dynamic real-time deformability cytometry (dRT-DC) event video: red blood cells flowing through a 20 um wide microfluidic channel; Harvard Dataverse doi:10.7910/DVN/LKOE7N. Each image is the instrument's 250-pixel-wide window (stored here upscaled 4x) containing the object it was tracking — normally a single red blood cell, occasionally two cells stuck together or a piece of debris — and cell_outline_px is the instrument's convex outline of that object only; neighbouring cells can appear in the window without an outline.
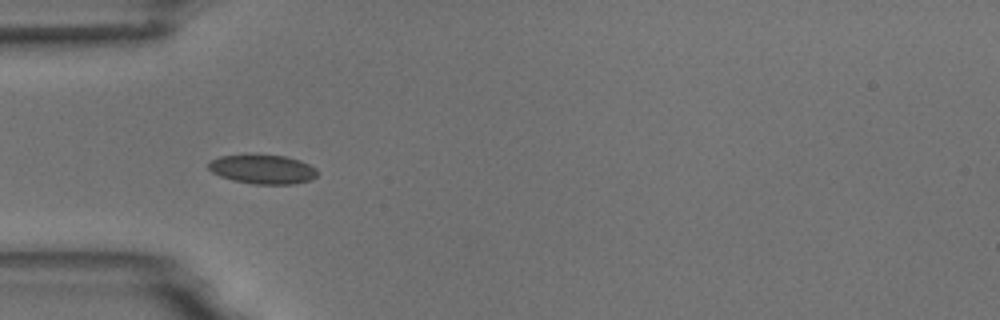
{"species": "common noctule bat (a hibernating species)", "species_latin": "Nyctalus noctula", "temperature_condition": "room temperature", "stored_images_in_passage": 6, "camera_frame_rate_fps": 3000, "um_per_image_px": 0.085, "animal": {"sex": "male", "body_mass_g": 18.8}, "frame": {"image": 1, "passage_image": 5, "time_ms": 4.667, "image_size_px": [1000, 320], "cell_outline_px": [[320, 172], [312, 180], [292, 184], [252, 184], [232, 180], [220, 176], [212, 172], [208, 168], [208, 164], [212, 160], [220, 156], [284, 156], [300, 160], [316, 168]], "centroid_in_image_um": [22.37, 14.42], "position_along_channel_um": 62.6, "area_um2": 18.26}}